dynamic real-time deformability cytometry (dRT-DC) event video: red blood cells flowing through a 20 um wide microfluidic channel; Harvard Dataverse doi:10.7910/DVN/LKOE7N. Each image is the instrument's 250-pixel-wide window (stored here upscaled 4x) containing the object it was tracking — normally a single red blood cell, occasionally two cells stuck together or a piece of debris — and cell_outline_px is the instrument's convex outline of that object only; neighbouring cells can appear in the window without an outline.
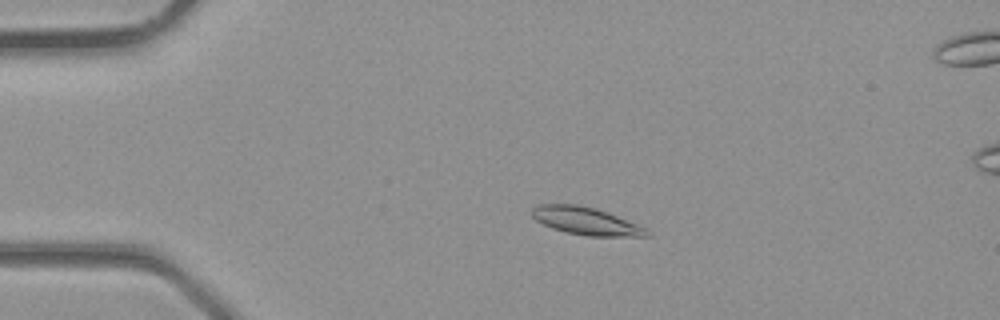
{"species": "common noctule bat (a hibernating species)", "species_latin": "Nyctalus noctula", "temperature_condition": "room temperature", "stored_images_in_passage": 5, "camera_frame_rate_fps": 3000, "um_per_image_px": 0.085, "animal": {"sex": "male", "body_mass_g": 23.1, "forearm_length_mm": 52.7}, "frame": {"image": 1, "passage_image": 3, "time_ms": 0.667, "image_size_px": [1000, 320], "cell_outline_px": [[652, 236], [588, 236], [568, 232], [552, 228], [536, 220], [532, 216], [532, 208], [536, 204], [576, 204], [596, 208], [608, 212], [648, 228], [652, 232]], "centroid_in_image_um": [49.86, 18.78], "position_along_channel_um": 35.1, "area_um2": 18.61}}